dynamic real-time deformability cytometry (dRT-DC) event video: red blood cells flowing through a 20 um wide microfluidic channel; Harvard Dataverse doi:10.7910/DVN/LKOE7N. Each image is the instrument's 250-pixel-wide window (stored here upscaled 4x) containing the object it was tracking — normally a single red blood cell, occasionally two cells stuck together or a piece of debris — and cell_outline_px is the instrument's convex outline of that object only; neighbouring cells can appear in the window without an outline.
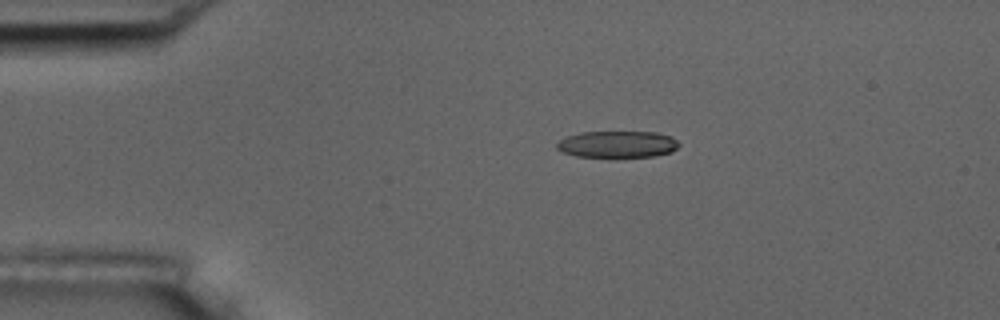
{"species": "common noctule bat (a hibernating species)", "species_latin": "Nyctalus noctula", "temperature_condition": "room temperature", "stored_images_in_passage": 5, "camera_frame_rate_fps": 3000, "um_per_image_px": 0.085, "animal": {"sex": "male", "body_mass_g": 17.5, "forearm_length_mm": 52.3}, "frame": {"image": 1, "passage_image": 3, "time_ms": 2.333, "image_size_px": [1000, 320], "cell_outline_px": [[680, 144], [672, 152], [652, 156], [576, 156], [560, 152], [556, 148], [556, 144], [564, 136], [580, 132], [656, 132], [672, 136]], "centroid_in_image_um": [52.45, 12.25], "position_along_channel_um": 32.6, "area_um2": 18.96}}
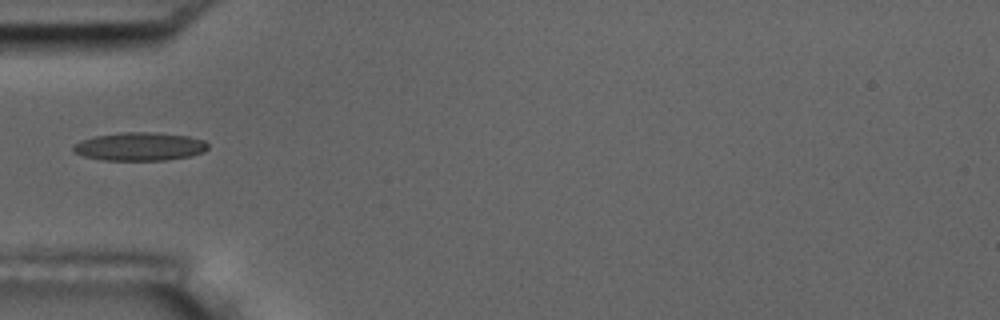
{"frame": {"image": 2, "passage_image": 5, "time_ms": 4.667, "image_size_px": [1000, 320], "cell_outline_px": [[208, 148], [204, 152], [192, 156], [168, 160], [104, 160], [84, 156], [72, 152], [72, 144], [80, 140], [96, 136], [120, 132], [156, 132], [188, 136], [204, 140], [208, 144]], "centroid_in_image_um": [11.87, 12.45], "position_along_channel_um": 73.1, "area_um2": 22.48}}